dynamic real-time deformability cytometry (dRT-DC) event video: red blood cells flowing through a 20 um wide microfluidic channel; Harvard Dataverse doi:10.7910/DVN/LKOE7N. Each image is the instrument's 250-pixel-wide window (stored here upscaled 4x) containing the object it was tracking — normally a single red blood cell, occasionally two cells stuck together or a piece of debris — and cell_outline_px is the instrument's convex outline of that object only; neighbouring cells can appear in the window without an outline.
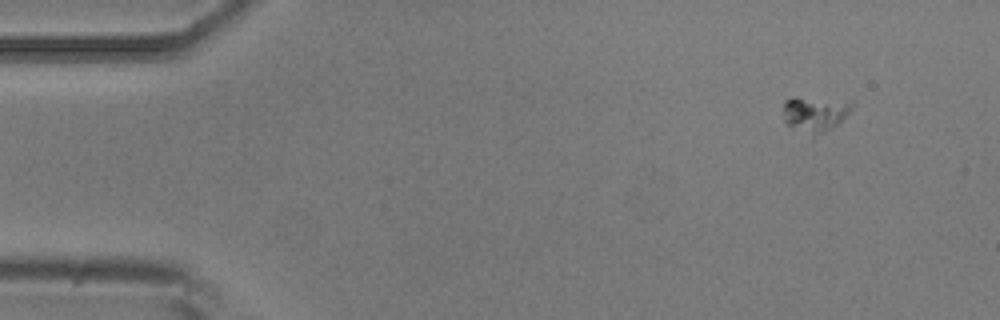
{"species": "common noctule bat (a hibernating species)", "species_latin": "Nyctalus noctula", "temperature_condition": "room temperature", "stored_images_in_passage": 13, "camera_frame_rate_fps": 3000, "um_per_image_px": 0.085, "animal": {"sex": "male", "body_mass_g": 20.5, "forearm_length_mm": 52.5}, "frame": {"image": 1, "passage_image": 1, "time_ms": 0.0, "image_size_px": [1000, 320], "cell_outline_px": [[856, 100], [848, 112], [832, 128], [824, 132], [812, 136], [792, 128], [784, 120], [784, 100], [796, 96]], "centroid_in_image_um": [69.28, 9.63], "position_along_channel_um": 15.7, "area_um2": 14.39}}
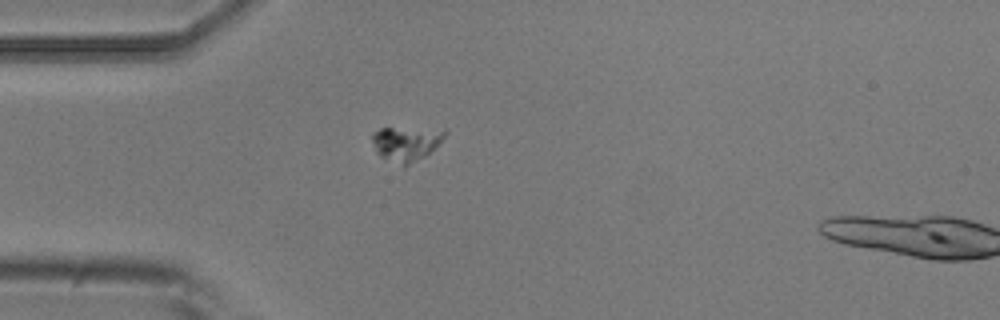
{"frame": {"image": 2, "passage_image": 11, "time_ms": 3.333, "image_size_px": [1000, 320], "cell_outline_px": [[448, 132], [424, 156], [404, 168], [380, 156], [376, 152], [372, 140], [372, 132], [380, 128], [448, 128]], "centroid_in_image_um": [34.5, 12.19], "position_along_channel_um": 50.5, "area_um2": 14.74}}